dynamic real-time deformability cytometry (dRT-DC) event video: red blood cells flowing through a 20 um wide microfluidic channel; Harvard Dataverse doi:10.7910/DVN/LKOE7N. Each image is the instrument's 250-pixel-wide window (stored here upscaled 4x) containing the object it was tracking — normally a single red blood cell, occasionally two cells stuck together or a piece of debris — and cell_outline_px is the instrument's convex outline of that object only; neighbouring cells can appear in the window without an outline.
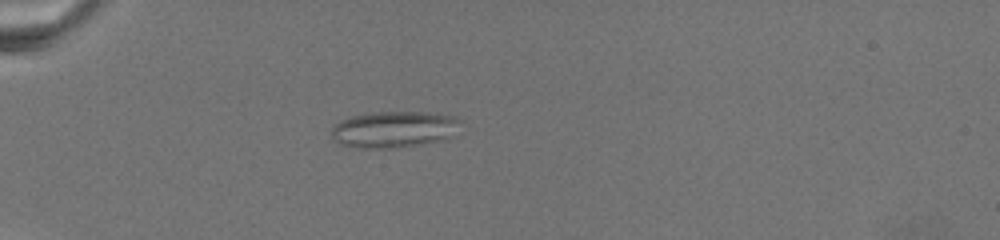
{"species": "common noctule bat (a hibernating species)", "species_latin": "Nyctalus noctula", "temperature_condition": "warm", "stored_images_in_passage": 23, "camera_frame_rate_fps": 3000, "um_per_image_px": 0.085, "animal": {"sex": "female", "body_mass_g": 19.5, "forearm_length_mm": 54.1}, "frame": {"image": 1, "passage_image": 6, "time_ms": 5.0, "image_size_px": [1000, 240], "cell_outline_px": [[460, 120], [452, 136], [444, 140], [424, 144], [388, 148], [360, 148], [340, 144], [332, 136], [332, 128], [336, 124], [352, 116], [372, 112], [428, 112], [456, 116]], "centroid_in_image_um": [33.52, 11.0], "position_along_channel_um": 51.5, "area_um2": 27.22}}
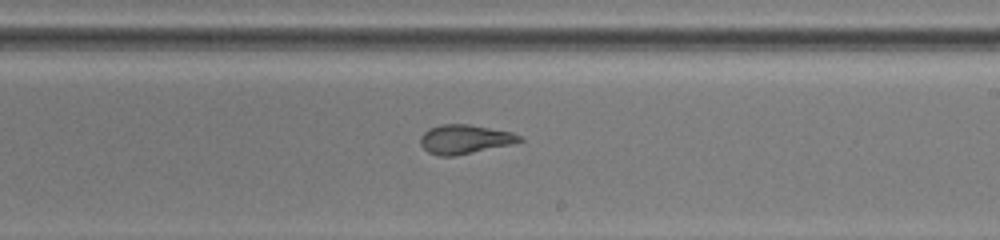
{"frame": {"image": 2, "passage_image": 14, "time_ms": 13.0, "image_size_px": [1000, 240], "cell_outline_px": [[524, 140], [512, 144], [456, 156], [440, 156], [428, 152], [420, 144], [420, 136], [428, 128], [440, 124], [468, 124], [512, 132], [520, 136]], "centroid_in_image_um": [39.48, 11.83], "position_along_channel_um": 249.5, "area_um2": 16.88}}
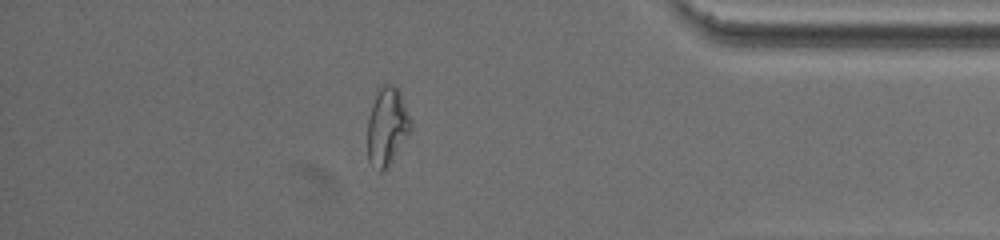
{"frame": {"image": 3, "passage_image": 21, "time_ms": 19.333, "image_size_px": [1000, 240], "cell_outline_px": [[412, 132], [392, 160], [380, 172], [368, 160], [368, 120], [376, 88], [380, 84], [392, 84], [400, 92], [412, 120]], "centroid_in_image_um": [32.92, 10.69], "position_along_channel_um": 402.3, "area_um2": 19.83}}